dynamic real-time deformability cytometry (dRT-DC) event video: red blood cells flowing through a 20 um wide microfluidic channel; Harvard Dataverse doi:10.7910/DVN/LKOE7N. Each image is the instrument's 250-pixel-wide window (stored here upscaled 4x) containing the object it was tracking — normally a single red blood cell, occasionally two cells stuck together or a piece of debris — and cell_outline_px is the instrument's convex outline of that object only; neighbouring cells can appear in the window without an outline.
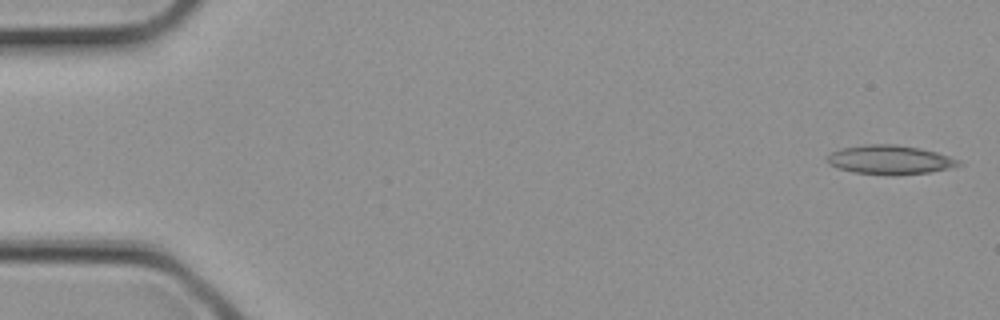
{"species": "common noctule bat (a hibernating species)", "species_latin": "Nyctalus noctula", "temperature_condition": "cold", "stored_images_in_passage": 30, "camera_frame_rate_fps": 3000, "um_per_image_px": 0.085, "animal": {"sex": "female", "body_mass_g": 21.9}, "frame": {"image": 1, "passage_image": 1, "time_ms": 0.0, "image_size_px": [1000, 320], "cell_outline_px": [[964, 164], [952, 168], [932, 172], [896, 176], [892, 176], [856, 172], [840, 168], [828, 164], [828, 156], [832, 152], [840, 148], [864, 144], [896, 144], [920, 148], [936, 152], [960, 160]], "centroid_in_image_um": [75.7, 13.59], "position_along_channel_um": 9.3, "area_um2": 22.48}}
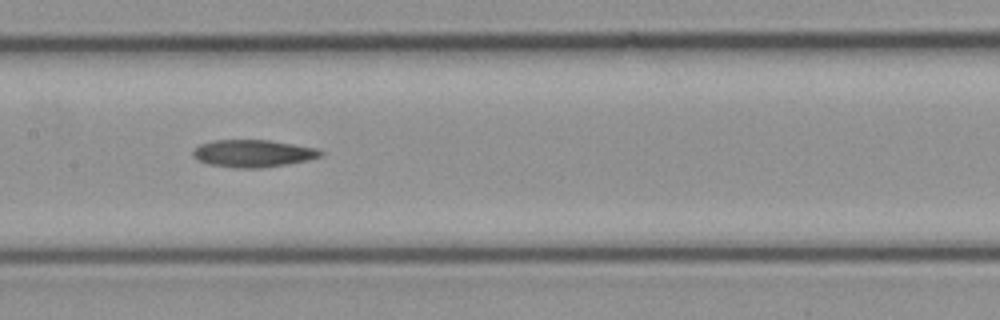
{"frame": {"image": 2, "passage_image": 15, "time_ms": 4.667, "image_size_px": [1000, 320], "cell_outline_px": [[324, 156], [308, 160], [288, 164], [260, 168], [236, 168], [208, 164], [196, 160], [192, 156], [192, 148], [200, 144], [212, 140], [268, 140], [320, 148], [324, 152]], "centroid_in_image_um": [21.51, 13.04], "position_along_channel_um": 185.9, "area_um2": 20.75}}
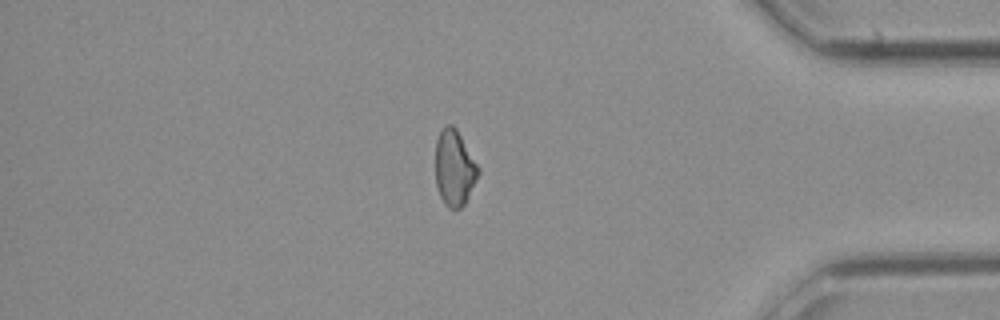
{"frame": {"image": 3, "passage_image": 26, "time_ms": 8.333, "image_size_px": [1000, 320], "cell_outline_px": [[480, 172], [464, 204], [460, 208], [448, 208], [444, 204], [440, 196], [436, 184], [436, 140], [444, 124], [452, 124], [456, 128], [480, 168]], "centroid_in_image_um": [38.62, 14.26], "position_along_channel_um": 396.6, "area_um2": 18.84}}